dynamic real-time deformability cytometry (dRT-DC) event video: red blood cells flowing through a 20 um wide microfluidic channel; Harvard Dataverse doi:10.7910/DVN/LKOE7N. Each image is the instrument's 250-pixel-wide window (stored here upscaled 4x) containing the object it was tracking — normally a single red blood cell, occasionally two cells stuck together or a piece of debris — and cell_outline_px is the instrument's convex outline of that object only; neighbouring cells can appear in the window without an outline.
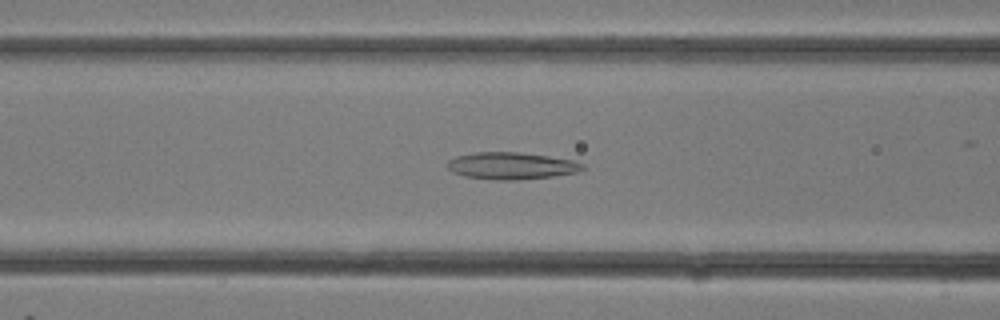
{"species": "common noctule bat (a hibernating species)", "species_latin": "Nyctalus noctula", "temperature_condition": "room temperature", "stored_images_in_passage": 17, "camera_frame_rate_fps": 3000, "um_per_image_px": 0.085, "animal": {"sex": "female"}, "frame": {"image": 1, "passage_image": 5, "time_ms": 1.333, "image_size_px": [1000, 320], "cell_outline_px": [[584, 168], [576, 172], [552, 176], [516, 180], [496, 180], [464, 176], [452, 172], [448, 168], [448, 160], [456, 156], [476, 152], [520, 152], [548, 156], [572, 160], [584, 164]], "centroid_in_image_um": [43.44, 14.09], "position_along_channel_um": 123.2, "area_um2": 21.15}}
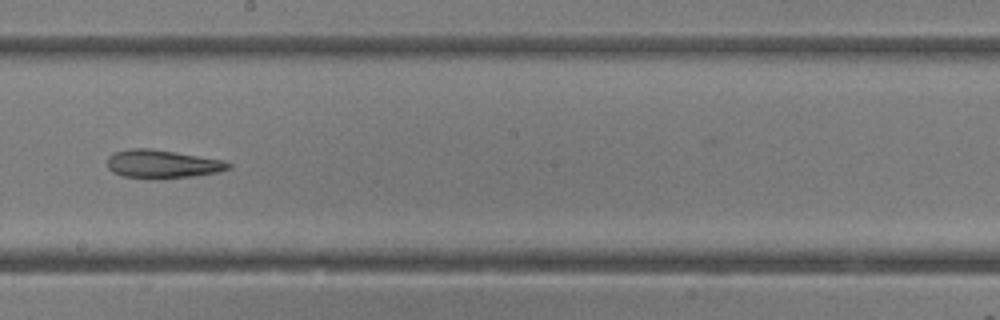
{"frame": {"image": 2, "passage_image": 10, "time_ms": 3.0, "image_size_px": [1000, 320], "cell_outline_px": [[232, 168], [220, 172], [164, 180], [124, 176], [112, 172], [108, 168], [108, 156], [112, 152], [128, 148], [152, 148], [224, 160], [232, 164]], "centroid_in_image_um": [13.81, 13.94], "position_along_channel_um": 234.4, "area_um2": 20.46}}
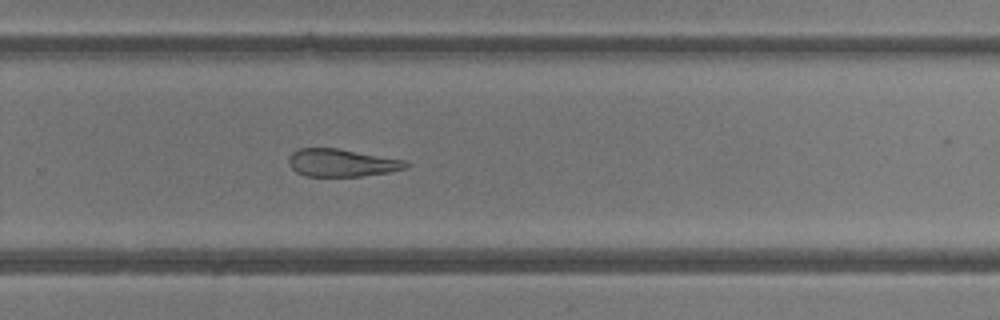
{"frame": {"image": 3, "passage_image": 13, "time_ms": 4.0, "image_size_px": [1000, 320], "cell_outline_px": [[408, 168], [392, 172], [360, 176], [304, 176], [296, 172], [288, 164], [288, 156], [292, 152], [300, 148], [336, 148], [404, 160], [408, 164]], "centroid_in_image_um": [29.01, 13.84], "position_along_channel_um": 300.8, "area_um2": 18.9}}